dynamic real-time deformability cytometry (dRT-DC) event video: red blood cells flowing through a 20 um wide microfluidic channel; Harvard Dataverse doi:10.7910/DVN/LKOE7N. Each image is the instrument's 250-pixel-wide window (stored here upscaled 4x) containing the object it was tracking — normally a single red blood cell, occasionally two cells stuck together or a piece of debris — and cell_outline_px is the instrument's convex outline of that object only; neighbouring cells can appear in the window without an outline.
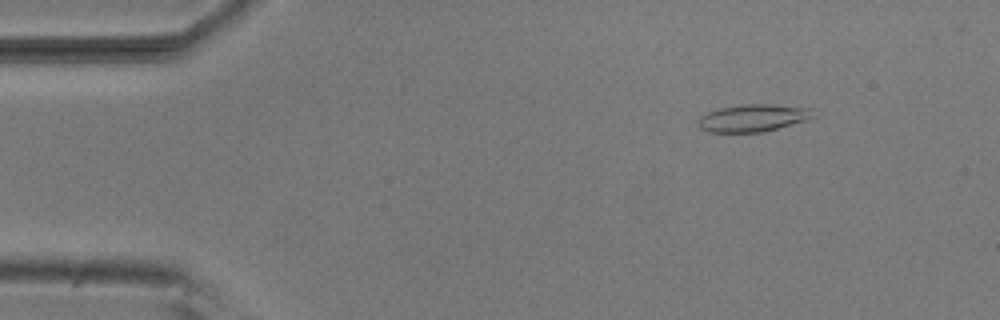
{"species": "common noctule bat (a hibernating species)", "species_latin": "Nyctalus noctula", "temperature_condition": "room temperature", "stored_images_in_passage": 49, "camera_frame_rate_fps": 3000, "um_per_image_px": 0.085, "animal": {"sex": "male", "body_mass_g": 20.5, "forearm_length_mm": 52.5}, "frame": {"image": 1, "passage_image": 3, "time_ms": 0.667, "image_size_px": [1000, 320], "cell_outline_px": [[816, 116], [808, 120], [764, 132], [708, 132], [700, 128], [696, 124], [696, 120], [700, 116], [708, 112], [720, 108], [744, 104], [772, 104], [816, 108]], "centroid_in_image_um": [64.06, 10.02], "position_along_channel_um": 20.9, "area_um2": 18.79}}
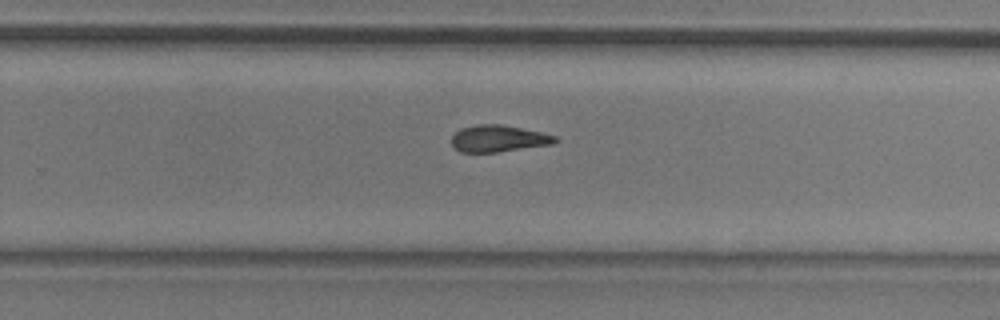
{"frame": {"image": 2, "passage_image": 30, "time_ms": 9.667, "image_size_px": [1000, 320], "cell_outline_px": [[560, 140], [552, 144], [496, 152], [460, 152], [452, 144], [452, 136], [460, 128], [476, 124], [500, 124], [540, 132], [556, 136]], "centroid_in_image_um": [42.36, 11.77], "position_along_channel_um": 287.4, "area_um2": 16.01}}
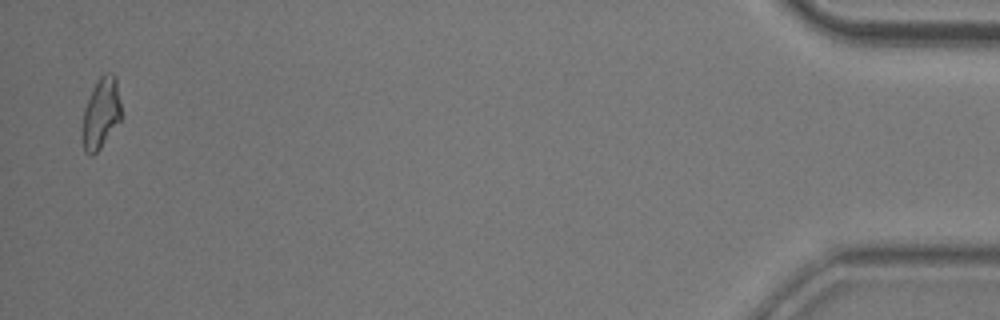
{"frame": {"image": 3, "passage_image": 48, "time_ms": 15.667, "image_size_px": [1000, 320], "cell_outline_px": [[124, 116], [100, 148], [92, 156], [88, 156], [84, 152], [80, 136], [80, 132], [84, 108], [100, 76], [104, 72], [112, 72], [116, 76]], "centroid_in_image_um": [8.59, 9.66], "position_along_channel_um": 426.6, "area_um2": 16.7}}